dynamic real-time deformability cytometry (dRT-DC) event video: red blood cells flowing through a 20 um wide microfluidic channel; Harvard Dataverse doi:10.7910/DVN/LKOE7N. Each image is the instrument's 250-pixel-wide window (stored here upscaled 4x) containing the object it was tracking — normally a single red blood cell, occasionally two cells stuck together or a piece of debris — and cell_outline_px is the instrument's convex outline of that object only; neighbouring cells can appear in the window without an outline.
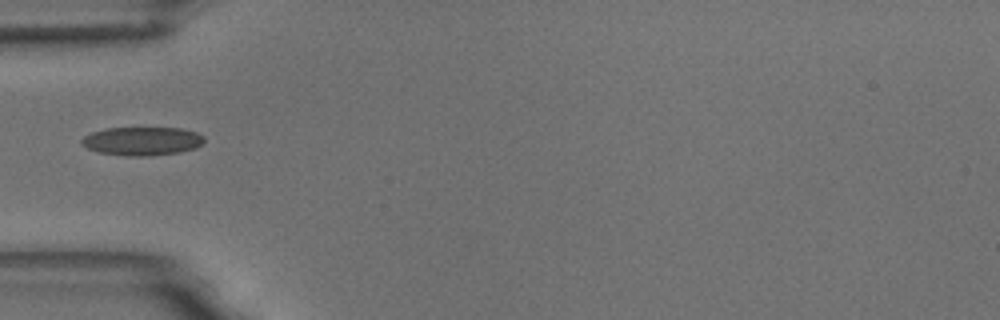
{"species": "common noctule bat (a hibernating species)", "species_latin": "Nyctalus noctula", "temperature_condition": "room temperature", "stored_images_in_passage": 4, "camera_frame_rate_fps": 3000, "um_per_image_px": 0.085, "animal": {"sex": "male", "body_mass_g": 18.8}, "frame": {"image": 1, "passage_image": 2, "time_ms": 1.333, "image_size_px": [1000, 320], "cell_outline_px": [[204, 140], [196, 148], [180, 152], [148, 156], [124, 156], [100, 152], [88, 148], [80, 144], [80, 140], [84, 136], [92, 132], [108, 128], [180, 128], [196, 132], [204, 136]], "centroid_in_image_um": [12.07, 11.99], "position_along_channel_um": 72.9, "area_um2": 20.35}}